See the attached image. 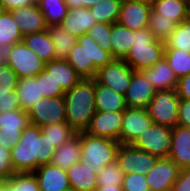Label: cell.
Masks as SVG:
<instances>
[{
	"mask_svg": "<svg viewBox=\"0 0 190 191\" xmlns=\"http://www.w3.org/2000/svg\"><path fill=\"white\" fill-rule=\"evenodd\" d=\"M151 10L152 6L147 3L122 0L117 22L133 31L146 28Z\"/></svg>",
	"mask_w": 190,
	"mask_h": 191,
	"instance_id": "obj_17",
	"label": "cell"
},
{
	"mask_svg": "<svg viewBox=\"0 0 190 191\" xmlns=\"http://www.w3.org/2000/svg\"><path fill=\"white\" fill-rule=\"evenodd\" d=\"M14 173L11 164V150L0 145V181L5 182Z\"/></svg>",
	"mask_w": 190,
	"mask_h": 191,
	"instance_id": "obj_45",
	"label": "cell"
},
{
	"mask_svg": "<svg viewBox=\"0 0 190 191\" xmlns=\"http://www.w3.org/2000/svg\"><path fill=\"white\" fill-rule=\"evenodd\" d=\"M68 8H84L82 0H65Z\"/></svg>",
	"mask_w": 190,
	"mask_h": 191,
	"instance_id": "obj_52",
	"label": "cell"
},
{
	"mask_svg": "<svg viewBox=\"0 0 190 191\" xmlns=\"http://www.w3.org/2000/svg\"><path fill=\"white\" fill-rule=\"evenodd\" d=\"M152 123L146 109L127 107L123 111L120 144H132Z\"/></svg>",
	"mask_w": 190,
	"mask_h": 191,
	"instance_id": "obj_14",
	"label": "cell"
},
{
	"mask_svg": "<svg viewBox=\"0 0 190 191\" xmlns=\"http://www.w3.org/2000/svg\"><path fill=\"white\" fill-rule=\"evenodd\" d=\"M122 189L123 191H150L146 176L139 173L124 175Z\"/></svg>",
	"mask_w": 190,
	"mask_h": 191,
	"instance_id": "obj_44",
	"label": "cell"
},
{
	"mask_svg": "<svg viewBox=\"0 0 190 191\" xmlns=\"http://www.w3.org/2000/svg\"><path fill=\"white\" fill-rule=\"evenodd\" d=\"M4 182L0 181V191H5L4 187H3Z\"/></svg>",
	"mask_w": 190,
	"mask_h": 191,
	"instance_id": "obj_57",
	"label": "cell"
},
{
	"mask_svg": "<svg viewBox=\"0 0 190 191\" xmlns=\"http://www.w3.org/2000/svg\"><path fill=\"white\" fill-rule=\"evenodd\" d=\"M3 55L4 62L16 73L19 79L35 77L45 68V62L23 41L6 49Z\"/></svg>",
	"mask_w": 190,
	"mask_h": 191,
	"instance_id": "obj_6",
	"label": "cell"
},
{
	"mask_svg": "<svg viewBox=\"0 0 190 191\" xmlns=\"http://www.w3.org/2000/svg\"><path fill=\"white\" fill-rule=\"evenodd\" d=\"M112 58L124 59L134 45L135 31L115 22L111 31Z\"/></svg>",
	"mask_w": 190,
	"mask_h": 191,
	"instance_id": "obj_27",
	"label": "cell"
},
{
	"mask_svg": "<svg viewBox=\"0 0 190 191\" xmlns=\"http://www.w3.org/2000/svg\"><path fill=\"white\" fill-rule=\"evenodd\" d=\"M133 69L123 59H112L97 70L95 80L120 95H125L130 85Z\"/></svg>",
	"mask_w": 190,
	"mask_h": 191,
	"instance_id": "obj_9",
	"label": "cell"
},
{
	"mask_svg": "<svg viewBox=\"0 0 190 191\" xmlns=\"http://www.w3.org/2000/svg\"><path fill=\"white\" fill-rule=\"evenodd\" d=\"M187 5L184 0H155L151 6L153 11L179 24L186 20Z\"/></svg>",
	"mask_w": 190,
	"mask_h": 191,
	"instance_id": "obj_32",
	"label": "cell"
},
{
	"mask_svg": "<svg viewBox=\"0 0 190 191\" xmlns=\"http://www.w3.org/2000/svg\"><path fill=\"white\" fill-rule=\"evenodd\" d=\"M22 36L43 32L48 29L43 13L38 4L17 8L10 11Z\"/></svg>",
	"mask_w": 190,
	"mask_h": 191,
	"instance_id": "obj_18",
	"label": "cell"
},
{
	"mask_svg": "<svg viewBox=\"0 0 190 191\" xmlns=\"http://www.w3.org/2000/svg\"><path fill=\"white\" fill-rule=\"evenodd\" d=\"M164 58L177 78L190 74V53L181 49H164Z\"/></svg>",
	"mask_w": 190,
	"mask_h": 191,
	"instance_id": "obj_36",
	"label": "cell"
},
{
	"mask_svg": "<svg viewBox=\"0 0 190 191\" xmlns=\"http://www.w3.org/2000/svg\"><path fill=\"white\" fill-rule=\"evenodd\" d=\"M18 80L16 73L3 62L0 65V95L8 94L9 91H15Z\"/></svg>",
	"mask_w": 190,
	"mask_h": 191,
	"instance_id": "obj_43",
	"label": "cell"
},
{
	"mask_svg": "<svg viewBox=\"0 0 190 191\" xmlns=\"http://www.w3.org/2000/svg\"><path fill=\"white\" fill-rule=\"evenodd\" d=\"M47 31L54 44L55 60H66L77 43V37L64 30L60 24L48 26Z\"/></svg>",
	"mask_w": 190,
	"mask_h": 191,
	"instance_id": "obj_29",
	"label": "cell"
},
{
	"mask_svg": "<svg viewBox=\"0 0 190 191\" xmlns=\"http://www.w3.org/2000/svg\"><path fill=\"white\" fill-rule=\"evenodd\" d=\"M81 155V137L76 133L66 143L56 149L51 164L67 170L77 162H80Z\"/></svg>",
	"mask_w": 190,
	"mask_h": 191,
	"instance_id": "obj_23",
	"label": "cell"
},
{
	"mask_svg": "<svg viewBox=\"0 0 190 191\" xmlns=\"http://www.w3.org/2000/svg\"><path fill=\"white\" fill-rule=\"evenodd\" d=\"M96 111H124L127 108L125 97L95 80Z\"/></svg>",
	"mask_w": 190,
	"mask_h": 191,
	"instance_id": "obj_25",
	"label": "cell"
},
{
	"mask_svg": "<svg viewBox=\"0 0 190 191\" xmlns=\"http://www.w3.org/2000/svg\"><path fill=\"white\" fill-rule=\"evenodd\" d=\"M66 122L76 131H86L96 112L95 79H81L64 94Z\"/></svg>",
	"mask_w": 190,
	"mask_h": 191,
	"instance_id": "obj_2",
	"label": "cell"
},
{
	"mask_svg": "<svg viewBox=\"0 0 190 191\" xmlns=\"http://www.w3.org/2000/svg\"><path fill=\"white\" fill-rule=\"evenodd\" d=\"M164 43L165 49H181L190 53V21L185 20L177 24Z\"/></svg>",
	"mask_w": 190,
	"mask_h": 191,
	"instance_id": "obj_38",
	"label": "cell"
},
{
	"mask_svg": "<svg viewBox=\"0 0 190 191\" xmlns=\"http://www.w3.org/2000/svg\"><path fill=\"white\" fill-rule=\"evenodd\" d=\"M30 124L27 111L0 112V145L11 150L20 140L22 131Z\"/></svg>",
	"mask_w": 190,
	"mask_h": 191,
	"instance_id": "obj_12",
	"label": "cell"
},
{
	"mask_svg": "<svg viewBox=\"0 0 190 191\" xmlns=\"http://www.w3.org/2000/svg\"><path fill=\"white\" fill-rule=\"evenodd\" d=\"M23 43L35 52L43 62L55 60L54 44L47 30L23 36Z\"/></svg>",
	"mask_w": 190,
	"mask_h": 191,
	"instance_id": "obj_28",
	"label": "cell"
},
{
	"mask_svg": "<svg viewBox=\"0 0 190 191\" xmlns=\"http://www.w3.org/2000/svg\"><path fill=\"white\" fill-rule=\"evenodd\" d=\"M4 62L3 51L0 50V65Z\"/></svg>",
	"mask_w": 190,
	"mask_h": 191,
	"instance_id": "obj_56",
	"label": "cell"
},
{
	"mask_svg": "<svg viewBox=\"0 0 190 191\" xmlns=\"http://www.w3.org/2000/svg\"><path fill=\"white\" fill-rule=\"evenodd\" d=\"M19 109H21V107L16 90L9 91L8 94L0 95V112H8Z\"/></svg>",
	"mask_w": 190,
	"mask_h": 191,
	"instance_id": "obj_46",
	"label": "cell"
},
{
	"mask_svg": "<svg viewBox=\"0 0 190 191\" xmlns=\"http://www.w3.org/2000/svg\"><path fill=\"white\" fill-rule=\"evenodd\" d=\"M156 89L141 71H133L131 82L124 95L127 107L146 109Z\"/></svg>",
	"mask_w": 190,
	"mask_h": 191,
	"instance_id": "obj_16",
	"label": "cell"
},
{
	"mask_svg": "<svg viewBox=\"0 0 190 191\" xmlns=\"http://www.w3.org/2000/svg\"><path fill=\"white\" fill-rule=\"evenodd\" d=\"M41 132L48 138L57 148L66 143L77 132L67 123H56L40 127Z\"/></svg>",
	"mask_w": 190,
	"mask_h": 191,
	"instance_id": "obj_39",
	"label": "cell"
},
{
	"mask_svg": "<svg viewBox=\"0 0 190 191\" xmlns=\"http://www.w3.org/2000/svg\"><path fill=\"white\" fill-rule=\"evenodd\" d=\"M169 158L185 169L190 167V128L176 125L172 127V140Z\"/></svg>",
	"mask_w": 190,
	"mask_h": 191,
	"instance_id": "obj_19",
	"label": "cell"
},
{
	"mask_svg": "<svg viewBox=\"0 0 190 191\" xmlns=\"http://www.w3.org/2000/svg\"><path fill=\"white\" fill-rule=\"evenodd\" d=\"M131 1H139V2H143V3H147L149 5H152L155 0H131Z\"/></svg>",
	"mask_w": 190,
	"mask_h": 191,
	"instance_id": "obj_54",
	"label": "cell"
},
{
	"mask_svg": "<svg viewBox=\"0 0 190 191\" xmlns=\"http://www.w3.org/2000/svg\"><path fill=\"white\" fill-rule=\"evenodd\" d=\"M170 191H190V167L179 171Z\"/></svg>",
	"mask_w": 190,
	"mask_h": 191,
	"instance_id": "obj_47",
	"label": "cell"
},
{
	"mask_svg": "<svg viewBox=\"0 0 190 191\" xmlns=\"http://www.w3.org/2000/svg\"><path fill=\"white\" fill-rule=\"evenodd\" d=\"M96 23L90 9L68 8L67 17L62 20L60 25L64 30H67L71 35L78 38L87 34V31Z\"/></svg>",
	"mask_w": 190,
	"mask_h": 191,
	"instance_id": "obj_22",
	"label": "cell"
},
{
	"mask_svg": "<svg viewBox=\"0 0 190 191\" xmlns=\"http://www.w3.org/2000/svg\"><path fill=\"white\" fill-rule=\"evenodd\" d=\"M111 23H99L97 22L91 29L87 31L97 44L109 52L112 56V44H111Z\"/></svg>",
	"mask_w": 190,
	"mask_h": 191,
	"instance_id": "obj_41",
	"label": "cell"
},
{
	"mask_svg": "<svg viewBox=\"0 0 190 191\" xmlns=\"http://www.w3.org/2000/svg\"><path fill=\"white\" fill-rule=\"evenodd\" d=\"M180 169L169 158H159L153 169L147 172L146 182L150 191H170Z\"/></svg>",
	"mask_w": 190,
	"mask_h": 191,
	"instance_id": "obj_15",
	"label": "cell"
},
{
	"mask_svg": "<svg viewBox=\"0 0 190 191\" xmlns=\"http://www.w3.org/2000/svg\"><path fill=\"white\" fill-rule=\"evenodd\" d=\"M27 112L30 124L38 127L66 122L64 97H43Z\"/></svg>",
	"mask_w": 190,
	"mask_h": 191,
	"instance_id": "obj_10",
	"label": "cell"
},
{
	"mask_svg": "<svg viewBox=\"0 0 190 191\" xmlns=\"http://www.w3.org/2000/svg\"><path fill=\"white\" fill-rule=\"evenodd\" d=\"M177 125L190 128V100L180 99Z\"/></svg>",
	"mask_w": 190,
	"mask_h": 191,
	"instance_id": "obj_48",
	"label": "cell"
},
{
	"mask_svg": "<svg viewBox=\"0 0 190 191\" xmlns=\"http://www.w3.org/2000/svg\"><path fill=\"white\" fill-rule=\"evenodd\" d=\"M36 0H0L3 11H11L17 8L35 5Z\"/></svg>",
	"mask_w": 190,
	"mask_h": 191,
	"instance_id": "obj_50",
	"label": "cell"
},
{
	"mask_svg": "<svg viewBox=\"0 0 190 191\" xmlns=\"http://www.w3.org/2000/svg\"><path fill=\"white\" fill-rule=\"evenodd\" d=\"M112 59L111 54L101 48L90 35L84 34L77 38L66 61L82 79H94L97 70Z\"/></svg>",
	"mask_w": 190,
	"mask_h": 191,
	"instance_id": "obj_3",
	"label": "cell"
},
{
	"mask_svg": "<svg viewBox=\"0 0 190 191\" xmlns=\"http://www.w3.org/2000/svg\"><path fill=\"white\" fill-rule=\"evenodd\" d=\"M123 111H96L85 132L92 136L120 142Z\"/></svg>",
	"mask_w": 190,
	"mask_h": 191,
	"instance_id": "obj_13",
	"label": "cell"
},
{
	"mask_svg": "<svg viewBox=\"0 0 190 191\" xmlns=\"http://www.w3.org/2000/svg\"><path fill=\"white\" fill-rule=\"evenodd\" d=\"M70 187L76 191H93L97 187V174L93 168L77 162L66 170Z\"/></svg>",
	"mask_w": 190,
	"mask_h": 191,
	"instance_id": "obj_26",
	"label": "cell"
},
{
	"mask_svg": "<svg viewBox=\"0 0 190 191\" xmlns=\"http://www.w3.org/2000/svg\"><path fill=\"white\" fill-rule=\"evenodd\" d=\"M176 92L180 99L190 100V74L178 78Z\"/></svg>",
	"mask_w": 190,
	"mask_h": 191,
	"instance_id": "obj_49",
	"label": "cell"
},
{
	"mask_svg": "<svg viewBox=\"0 0 190 191\" xmlns=\"http://www.w3.org/2000/svg\"><path fill=\"white\" fill-rule=\"evenodd\" d=\"M179 102L176 89L156 90L146 110L153 123L175 127L178 124Z\"/></svg>",
	"mask_w": 190,
	"mask_h": 191,
	"instance_id": "obj_7",
	"label": "cell"
},
{
	"mask_svg": "<svg viewBox=\"0 0 190 191\" xmlns=\"http://www.w3.org/2000/svg\"><path fill=\"white\" fill-rule=\"evenodd\" d=\"M22 34L10 11L0 14V50L5 51L15 43L22 41Z\"/></svg>",
	"mask_w": 190,
	"mask_h": 191,
	"instance_id": "obj_31",
	"label": "cell"
},
{
	"mask_svg": "<svg viewBox=\"0 0 190 191\" xmlns=\"http://www.w3.org/2000/svg\"><path fill=\"white\" fill-rule=\"evenodd\" d=\"M81 137L82 155L80 162L93 168L98 174L106 164L116 162L120 142L103 137H96L85 131L77 132Z\"/></svg>",
	"mask_w": 190,
	"mask_h": 191,
	"instance_id": "obj_5",
	"label": "cell"
},
{
	"mask_svg": "<svg viewBox=\"0 0 190 191\" xmlns=\"http://www.w3.org/2000/svg\"><path fill=\"white\" fill-rule=\"evenodd\" d=\"M177 23L172 19L151 10L147 28L157 40L165 41L176 29Z\"/></svg>",
	"mask_w": 190,
	"mask_h": 191,
	"instance_id": "obj_35",
	"label": "cell"
},
{
	"mask_svg": "<svg viewBox=\"0 0 190 191\" xmlns=\"http://www.w3.org/2000/svg\"><path fill=\"white\" fill-rule=\"evenodd\" d=\"M62 191H76V190L73 189V188H71V187H69L68 189H64V190H62Z\"/></svg>",
	"mask_w": 190,
	"mask_h": 191,
	"instance_id": "obj_58",
	"label": "cell"
},
{
	"mask_svg": "<svg viewBox=\"0 0 190 191\" xmlns=\"http://www.w3.org/2000/svg\"><path fill=\"white\" fill-rule=\"evenodd\" d=\"M2 11H3V10H2V7H1V5H0V14L2 13Z\"/></svg>",
	"mask_w": 190,
	"mask_h": 191,
	"instance_id": "obj_59",
	"label": "cell"
},
{
	"mask_svg": "<svg viewBox=\"0 0 190 191\" xmlns=\"http://www.w3.org/2000/svg\"><path fill=\"white\" fill-rule=\"evenodd\" d=\"M124 175L117 162L106 164L97 174V187L122 185Z\"/></svg>",
	"mask_w": 190,
	"mask_h": 191,
	"instance_id": "obj_40",
	"label": "cell"
},
{
	"mask_svg": "<svg viewBox=\"0 0 190 191\" xmlns=\"http://www.w3.org/2000/svg\"><path fill=\"white\" fill-rule=\"evenodd\" d=\"M56 149L40 127L29 124L22 131L19 142L11 149L14 172H34L39 166L50 164Z\"/></svg>",
	"mask_w": 190,
	"mask_h": 191,
	"instance_id": "obj_1",
	"label": "cell"
},
{
	"mask_svg": "<svg viewBox=\"0 0 190 191\" xmlns=\"http://www.w3.org/2000/svg\"><path fill=\"white\" fill-rule=\"evenodd\" d=\"M93 191H123L122 185L96 187Z\"/></svg>",
	"mask_w": 190,
	"mask_h": 191,
	"instance_id": "obj_51",
	"label": "cell"
},
{
	"mask_svg": "<svg viewBox=\"0 0 190 191\" xmlns=\"http://www.w3.org/2000/svg\"><path fill=\"white\" fill-rule=\"evenodd\" d=\"M33 173L38 179L40 191H62L70 187L66 170L51 163L39 166Z\"/></svg>",
	"mask_w": 190,
	"mask_h": 191,
	"instance_id": "obj_20",
	"label": "cell"
},
{
	"mask_svg": "<svg viewBox=\"0 0 190 191\" xmlns=\"http://www.w3.org/2000/svg\"><path fill=\"white\" fill-rule=\"evenodd\" d=\"M186 20L190 21V4L187 5Z\"/></svg>",
	"mask_w": 190,
	"mask_h": 191,
	"instance_id": "obj_55",
	"label": "cell"
},
{
	"mask_svg": "<svg viewBox=\"0 0 190 191\" xmlns=\"http://www.w3.org/2000/svg\"><path fill=\"white\" fill-rule=\"evenodd\" d=\"M122 0H101L90 8L96 22L115 23L118 21Z\"/></svg>",
	"mask_w": 190,
	"mask_h": 191,
	"instance_id": "obj_34",
	"label": "cell"
},
{
	"mask_svg": "<svg viewBox=\"0 0 190 191\" xmlns=\"http://www.w3.org/2000/svg\"><path fill=\"white\" fill-rule=\"evenodd\" d=\"M3 187L5 191H40L33 172L14 173L4 182Z\"/></svg>",
	"mask_w": 190,
	"mask_h": 191,
	"instance_id": "obj_37",
	"label": "cell"
},
{
	"mask_svg": "<svg viewBox=\"0 0 190 191\" xmlns=\"http://www.w3.org/2000/svg\"><path fill=\"white\" fill-rule=\"evenodd\" d=\"M16 92L23 111H28L38 100L43 98L40 81H37L36 77L19 79Z\"/></svg>",
	"mask_w": 190,
	"mask_h": 191,
	"instance_id": "obj_30",
	"label": "cell"
},
{
	"mask_svg": "<svg viewBox=\"0 0 190 191\" xmlns=\"http://www.w3.org/2000/svg\"><path fill=\"white\" fill-rule=\"evenodd\" d=\"M101 0H82L83 2V7L90 9L92 8L94 5H96L97 3H99Z\"/></svg>",
	"mask_w": 190,
	"mask_h": 191,
	"instance_id": "obj_53",
	"label": "cell"
},
{
	"mask_svg": "<svg viewBox=\"0 0 190 191\" xmlns=\"http://www.w3.org/2000/svg\"><path fill=\"white\" fill-rule=\"evenodd\" d=\"M37 4L45 17L47 26L61 24L67 17L68 6L65 0H40Z\"/></svg>",
	"mask_w": 190,
	"mask_h": 191,
	"instance_id": "obj_33",
	"label": "cell"
},
{
	"mask_svg": "<svg viewBox=\"0 0 190 191\" xmlns=\"http://www.w3.org/2000/svg\"><path fill=\"white\" fill-rule=\"evenodd\" d=\"M158 159L159 157L137 149L131 144H120L116 162L125 175L130 173L146 175L153 169Z\"/></svg>",
	"mask_w": 190,
	"mask_h": 191,
	"instance_id": "obj_11",
	"label": "cell"
},
{
	"mask_svg": "<svg viewBox=\"0 0 190 191\" xmlns=\"http://www.w3.org/2000/svg\"><path fill=\"white\" fill-rule=\"evenodd\" d=\"M134 42L123 59L134 71L151 68L164 58V41L157 40L147 27L135 31Z\"/></svg>",
	"mask_w": 190,
	"mask_h": 191,
	"instance_id": "obj_4",
	"label": "cell"
},
{
	"mask_svg": "<svg viewBox=\"0 0 190 191\" xmlns=\"http://www.w3.org/2000/svg\"><path fill=\"white\" fill-rule=\"evenodd\" d=\"M171 140L172 127L152 123L131 145L159 158H167L170 154Z\"/></svg>",
	"mask_w": 190,
	"mask_h": 191,
	"instance_id": "obj_8",
	"label": "cell"
},
{
	"mask_svg": "<svg viewBox=\"0 0 190 191\" xmlns=\"http://www.w3.org/2000/svg\"><path fill=\"white\" fill-rule=\"evenodd\" d=\"M59 84L64 92L70 90L82 78L66 60H52L44 68Z\"/></svg>",
	"mask_w": 190,
	"mask_h": 191,
	"instance_id": "obj_24",
	"label": "cell"
},
{
	"mask_svg": "<svg viewBox=\"0 0 190 191\" xmlns=\"http://www.w3.org/2000/svg\"><path fill=\"white\" fill-rule=\"evenodd\" d=\"M141 72L156 90L176 89L178 78L165 58H162L151 68L141 70Z\"/></svg>",
	"mask_w": 190,
	"mask_h": 191,
	"instance_id": "obj_21",
	"label": "cell"
},
{
	"mask_svg": "<svg viewBox=\"0 0 190 191\" xmlns=\"http://www.w3.org/2000/svg\"><path fill=\"white\" fill-rule=\"evenodd\" d=\"M35 77L37 81H40V88L41 93H43V97L55 98L64 96L65 92L45 69Z\"/></svg>",
	"mask_w": 190,
	"mask_h": 191,
	"instance_id": "obj_42",
	"label": "cell"
}]
</instances>
